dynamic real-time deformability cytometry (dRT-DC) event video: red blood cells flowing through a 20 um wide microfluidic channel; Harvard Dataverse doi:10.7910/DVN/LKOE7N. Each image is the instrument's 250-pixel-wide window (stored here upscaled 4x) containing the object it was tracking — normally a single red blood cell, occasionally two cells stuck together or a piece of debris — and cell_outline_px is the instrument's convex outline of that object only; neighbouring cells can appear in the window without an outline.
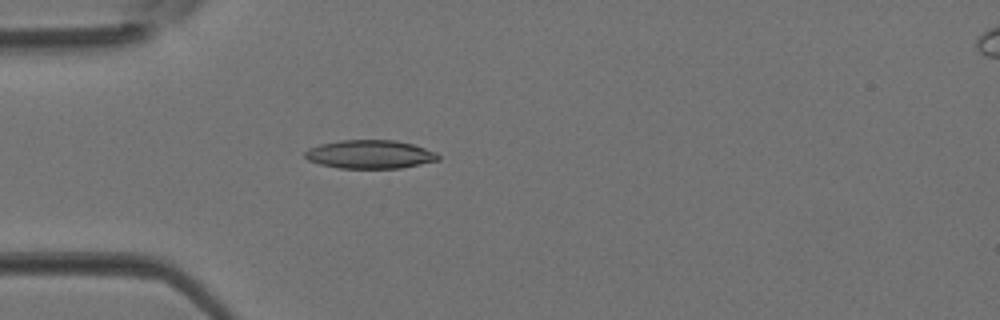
{"species": "Egyptian fruit bat (a non-hibernating species)", "species_latin": "Rousettus aegyptiacus", "temperature_condition": "room temperature", "stored_images_in_passage": 4, "camera_frame_rate_fps": 3000, "um_per_image_px": 0.085, "animal": {"sex": "female"}, "frame": {"image": 1, "passage_image": 4, "time_ms": 1.0, "image_size_px": [1000, 320], "cell_outline_px": [[440, 160], [400, 168], [340, 168], [320, 164], [308, 160], [304, 156], [304, 152], [308, 148], [320, 144], [340, 140], [396, 140], [412, 144], [436, 152], [440, 156]], "centroid_in_image_um": [31.44, 13.11], "position_along_channel_um": 53.6, "area_um2": 22.14}}